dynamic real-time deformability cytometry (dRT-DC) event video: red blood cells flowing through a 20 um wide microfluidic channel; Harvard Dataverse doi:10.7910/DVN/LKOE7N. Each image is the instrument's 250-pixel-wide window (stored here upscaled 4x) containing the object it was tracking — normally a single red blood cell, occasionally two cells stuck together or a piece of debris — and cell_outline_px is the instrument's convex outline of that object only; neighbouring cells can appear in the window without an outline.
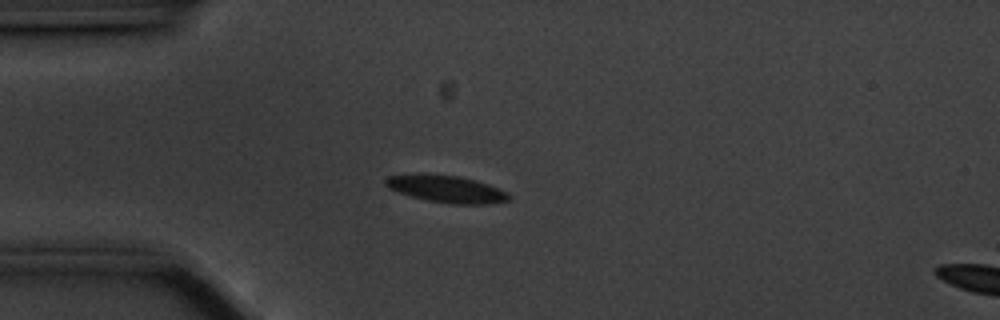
{"species": "common noctule bat (a hibernating species)", "species_latin": "Nyctalus noctula", "temperature_condition": "cold", "stored_images_in_passage": 43, "camera_frame_rate_fps": 3000, "um_per_image_px": 0.085, "animal": {"sex": "male", "body_mass_g": 20.1, "forearm_length_mm": 53.5}, "frame": {"image": 1, "passage_image": 1, "time_ms": 0.0, "image_size_px": [1000, 320], "cell_outline_px": [[512, 196], [508, 200], [488, 204], [452, 204], [428, 200], [412, 196], [388, 188], [384, 184], [384, 180], [388, 176], [420, 172], [424, 172], [460, 176], [488, 184], [508, 192]], "centroid_in_image_um": [37.92, 16.03], "position_along_channel_um": 47.1, "area_um2": 19.77}}
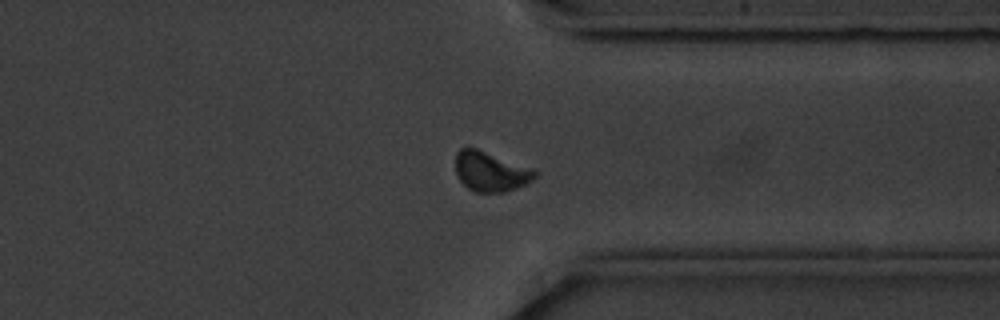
{"frame": {"image": 2, "passage_image": 30, "time_ms": 9.667, "image_size_px": [1000, 320], "cell_outline_px": [[540, 172], [532, 180], [524, 184], [504, 192], [476, 192], [468, 188], [456, 176], [456, 152], [460, 148], [476, 148], [536, 168]], "centroid_in_image_um": [41.74, 14.56], "position_along_channel_um": 369.7, "area_um2": 18.61}}
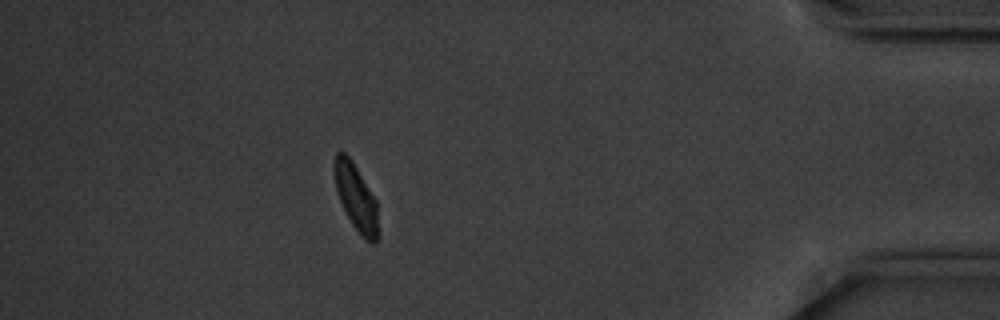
{"frame": {"image": 3, "passage_image": 37, "time_ms": 12.0, "image_size_px": [1000, 320], "cell_outline_px": [[376, 244], [372, 244], [352, 224], [344, 212], [336, 192], [336, 152], [344, 152], [352, 160], [376, 200]], "centroid_in_image_um": [30.24, 16.77], "position_along_channel_um": 405.0, "area_um2": 16.13}, "authors_computed_cell_mechanics": {"area_um2": 18.207, "velocity_mm_per_s": 3.4873, "shape_relaxation_time_tau1_ms": 2.0154, "shape_relaxation_time_tau2_ms": null, "deformation_change_tau1": 0.1034, "deformation_change_tau2": null}}